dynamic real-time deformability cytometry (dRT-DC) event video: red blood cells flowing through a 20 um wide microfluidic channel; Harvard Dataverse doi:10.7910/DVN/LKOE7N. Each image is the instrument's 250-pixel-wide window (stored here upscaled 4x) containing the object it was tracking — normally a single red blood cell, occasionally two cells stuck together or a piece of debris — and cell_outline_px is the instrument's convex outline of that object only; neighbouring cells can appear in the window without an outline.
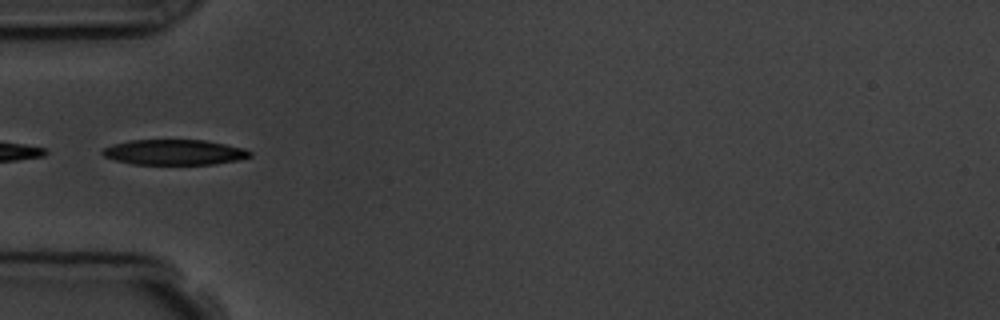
{"species": "common noctule bat (a hibernating species)", "species_latin": "Nyctalus noctula", "temperature_condition": "room temperature", "stored_images_in_passage": 3, "camera_frame_rate_fps": 3000, "um_per_image_px": 0.085, "animal": {"sex": "male", "body_mass_g": 19.5, "forearm_length_mm": 54.6}, "frame": {"image": 1, "passage_image": 3, "time_ms": 3.0, "image_size_px": [1000, 320], "cell_outline_px": [[252, 156], [240, 160], [212, 164], [132, 164], [116, 160], [104, 156], [100, 152], [104, 148], [112, 144], [132, 140], [204, 140], [244, 148], [252, 152]], "centroid_in_image_um": [14.83, 12.94], "position_along_channel_um": 70.2, "area_um2": 21.73}}